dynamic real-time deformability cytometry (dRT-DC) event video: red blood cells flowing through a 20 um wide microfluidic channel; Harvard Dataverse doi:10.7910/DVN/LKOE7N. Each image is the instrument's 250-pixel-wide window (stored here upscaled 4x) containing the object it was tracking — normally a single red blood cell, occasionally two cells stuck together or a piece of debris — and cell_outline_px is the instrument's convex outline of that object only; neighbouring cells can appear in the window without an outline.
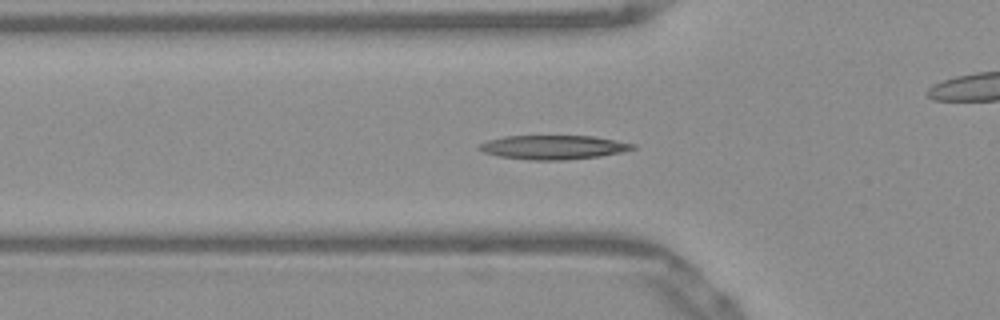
{"species": "Egyptian fruit bat (a non-hibernating species)", "species_latin": "Rousettus aegyptiacus", "temperature_condition": "warm", "stored_images_in_passage": 52, "camera_frame_rate_fps": 3000, "um_per_image_px": 0.085, "frame": {"image": 1, "passage_image": 17, "time_ms": 5.333, "image_size_px": [1000, 320], "cell_outline_px": [[636, 148], [620, 152], [600, 156], [564, 160], [532, 160], [500, 156], [484, 152], [476, 148], [480, 144], [488, 140], [504, 136], [592, 136], [616, 140], [636, 144]], "centroid_in_image_um": [47.04, 12.51], "position_along_channel_um": 78.8, "area_um2": 21.39}}
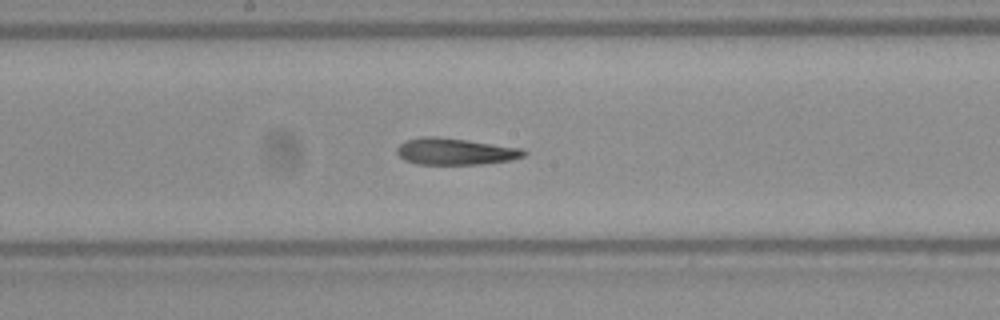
{"frame": {"image": 2, "passage_image": 27, "time_ms": 8.667, "image_size_px": [1000, 320], "cell_outline_px": [[528, 152], [524, 156], [512, 160], [484, 164], [416, 164], [404, 160], [396, 152], [396, 148], [400, 144], [408, 140], [424, 136], [436, 136], [468, 140], [524, 148]], "centroid_in_image_um": [38.74, 12.87], "position_along_channel_um": 209.5, "area_um2": 19.88}}
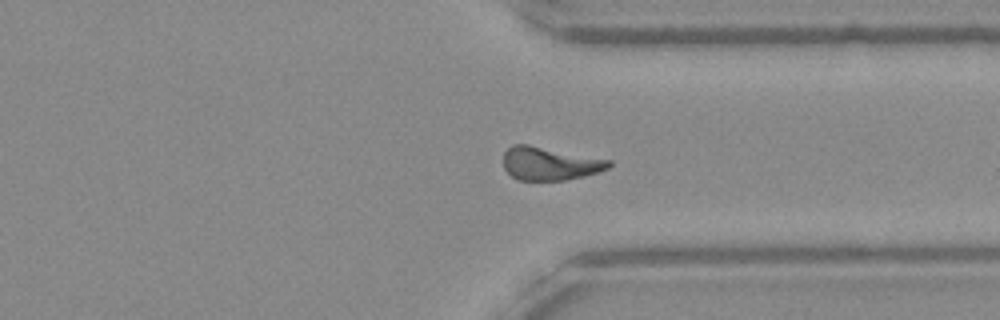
{"frame": {"image": 3, "passage_image": 39, "time_ms": 12.667, "image_size_px": [1000, 320], "cell_outline_px": [[612, 164], [608, 168], [584, 176], [564, 180], [516, 180], [504, 168], [504, 152], [512, 144], [528, 144], [612, 160]], "centroid_in_image_um": [46.72, 13.89], "position_along_channel_um": 364.7, "area_um2": 20.4}, "authors_computed_cell_mechanics": {"area_um2": 20.3745, "velocity_mm_per_s": 3.8856, "shape_relaxation_time_tau1_ms": 10.2004, "shape_relaxation_time_tau2_ms": 4.495, "deformation_change_tau1": 0.2736, "deformation_change_tau2": 0.131}}